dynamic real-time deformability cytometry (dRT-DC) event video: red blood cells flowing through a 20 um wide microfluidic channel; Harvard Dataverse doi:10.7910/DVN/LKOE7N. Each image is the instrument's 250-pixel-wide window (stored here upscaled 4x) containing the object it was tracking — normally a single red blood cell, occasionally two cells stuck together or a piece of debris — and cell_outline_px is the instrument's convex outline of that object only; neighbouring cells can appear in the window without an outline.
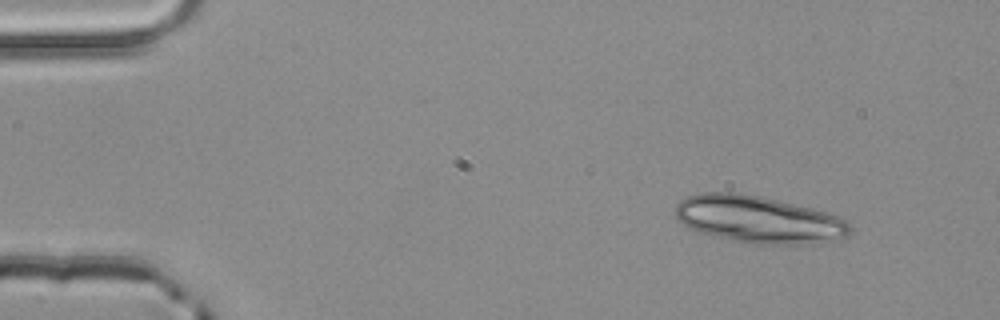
{"species": "common noctule bat (a hibernating species)", "species_latin": "Nyctalus noctula", "temperature_condition": "room temperature", "stored_images_in_passage": 4, "camera_frame_rate_fps": 3000, "um_per_image_px": 0.085, "animal": {"sex": "male", "body_mass_g": 20.4}, "frame": {"image": 1, "passage_image": 1, "time_ms": 0.0, "image_size_px": [1000, 320], "cell_outline_px": [[852, 228], [848, 236], [804, 244], [756, 244], [736, 240], [700, 232], [688, 228], [676, 220], [676, 204], [680, 200], [688, 196], [704, 192], [740, 192], [760, 196], [812, 208], [836, 216], [844, 220]], "centroid_in_image_um": [64.42, 18.63], "position_along_channel_um": 20.6, "area_um2": 47.45}}